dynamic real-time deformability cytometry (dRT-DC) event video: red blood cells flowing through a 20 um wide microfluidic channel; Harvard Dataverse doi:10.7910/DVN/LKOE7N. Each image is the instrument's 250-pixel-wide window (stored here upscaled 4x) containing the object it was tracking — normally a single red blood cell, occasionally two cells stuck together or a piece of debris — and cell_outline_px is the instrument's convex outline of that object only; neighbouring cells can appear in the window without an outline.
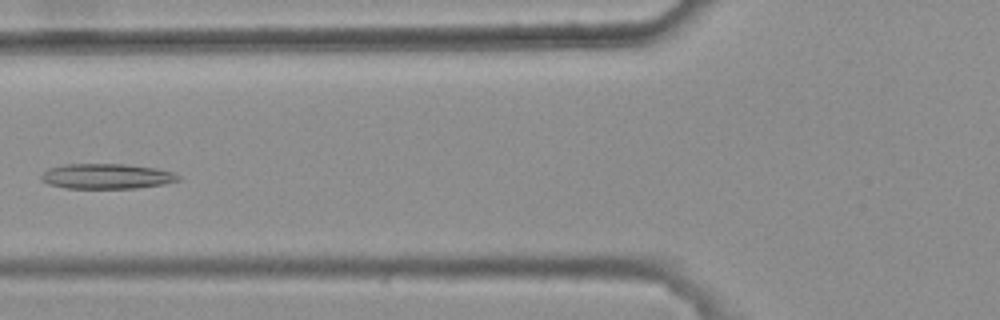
{"species": "common noctule bat (a hibernating species)", "species_latin": "Nyctalus noctula", "temperature_condition": "warm", "stored_images_in_passage": 5, "camera_frame_rate_fps": 3000, "um_per_image_px": 0.085, "animal": {"sex": "female", "body_mass_g": 25.1}, "frame": {"image": 1, "passage_image": 5, "time_ms": 1.333, "image_size_px": [1000, 320], "cell_outline_px": [[180, 180], [164, 184], [136, 188], [64, 188], [48, 184], [40, 180], [40, 176], [48, 168], [64, 164], [124, 164], [156, 168], [172, 172], [180, 176]], "centroid_in_image_um": [9.04, 14.98], "position_along_channel_um": 116.8, "area_um2": 20.17}}